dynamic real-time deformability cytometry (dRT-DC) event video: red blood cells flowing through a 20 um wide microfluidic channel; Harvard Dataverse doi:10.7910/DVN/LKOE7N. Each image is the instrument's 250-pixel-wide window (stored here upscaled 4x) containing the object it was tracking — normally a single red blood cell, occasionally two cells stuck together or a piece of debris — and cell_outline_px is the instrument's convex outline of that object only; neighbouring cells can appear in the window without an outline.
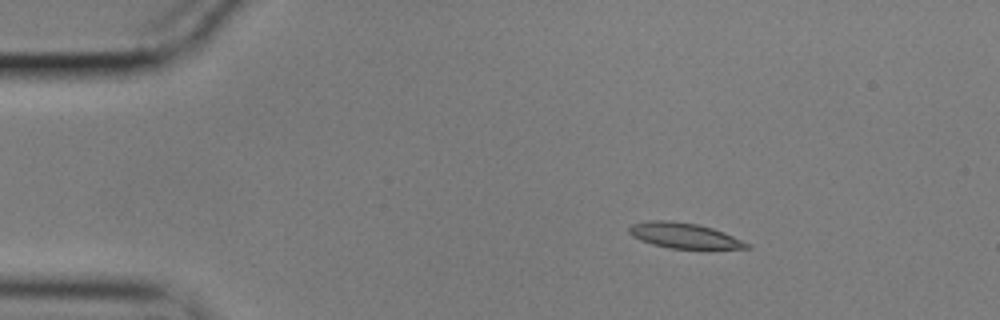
{"species": "common noctule bat (a hibernating species)", "species_latin": "Nyctalus noctula", "temperature_condition": "cold", "stored_images_in_passage": 48, "camera_frame_rate_fps": 3000, "um_per_image_px": 0.085, "animal": {"sex": "male", "body_mass_g": 17.9}, "frame": {"image": 1, "passage_image": 1, "time_ms": 0.0, "image_size_px": [1000, 320], "cell_outline_px": [[752, 248], [668, 248], [652, 244], [640, 240], [632, 236], [628, 232], [628, 228], [632, 224], [648, 220], [668, 220], [696, 224], [712, 228], [724, 232], [752, 244]], "centroid_in_image_um": [58.14, 20.02], "position_along_channel_um": 26.9, "area_um2": 17.34}}
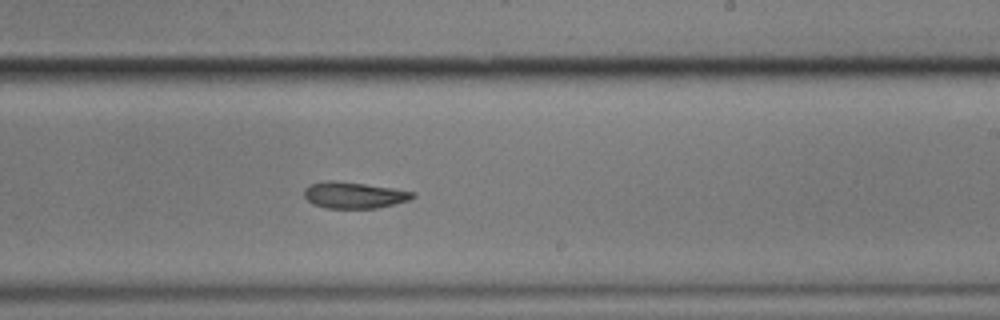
{"frame": {"image": 2, "passage_image": 26, "time_ms": 8.333, "image_size_px": [1000, 320], "cell_outline_px": [[416, 196], [408, 200], [376, 208], [324, 208], [312, 204], [304, 196], [304, 188], [308, 184], [328, 180], [332, 180], [364, 184], [392, 188], [416, 192]], "centroid_in_image_um": [30.05, 16.58], "position_along_channel_um": 259.0, "area_um2": 16.65}}
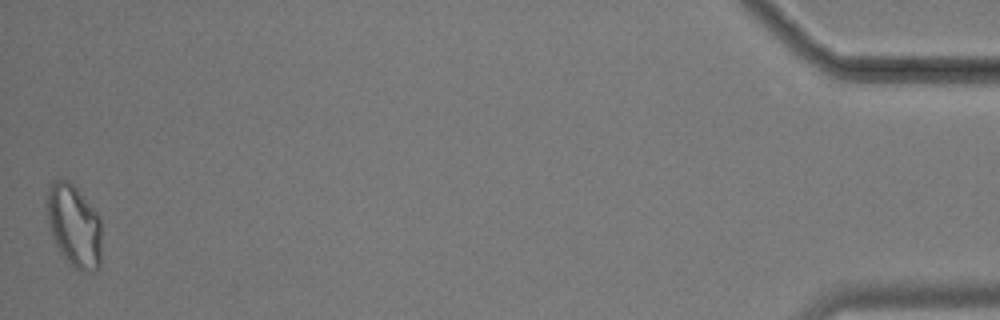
{"frame": {"image": 3, "passage_image": 48, "time_ms": 15.667, "image_size_px": [1000, 320], "cell_outline_px": [[100, 268], [92, 272], [76, 268], [64, 260], [52, 236], [48, 220], [48, 188], [52, 180], [60, 176], [68, 180], [76, 188], [100, 216]], "centroid_in_image_um": [6.3, 19.17], "position_along_channel_um": 428.9, "area_um2": 26.24}, "authors_computed_cell_mechanics": {"area_um2": 17.6001, "velocity_mm_per_s": 3.5474, "shape_relaxation_time_tau1_ms": 8.0311, "shape_relaxation_time_tau2_ms": null, "deformation_change_tau1": 0.1432, "deformation_change_tau2": null}}